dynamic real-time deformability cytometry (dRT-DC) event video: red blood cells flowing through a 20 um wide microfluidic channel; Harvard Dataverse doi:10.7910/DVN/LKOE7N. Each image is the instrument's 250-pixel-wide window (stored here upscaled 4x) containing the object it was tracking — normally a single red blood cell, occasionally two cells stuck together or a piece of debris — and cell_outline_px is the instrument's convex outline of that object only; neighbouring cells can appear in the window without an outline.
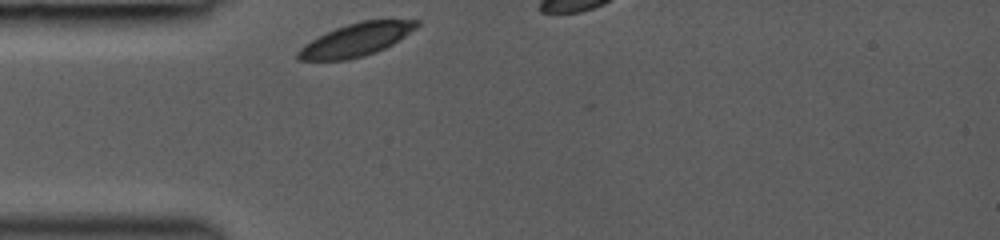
{"species": "common noctule bat (a hibernating species)", "species_latin": "Nyctalus noctula", "temperature_condition": "room temperature", "stored_images_in_passage": 8, "camera_frame_rate_fps": 3000, "um_per_image_px": 0.085, "animal": {"sex": "female", "body_mass_g": 19.0, "forearm_length_mm": 53.3}, "frame": {"image": 1, "passage_image": 1, "time_ms": 0.0, "image_size_px": [1000, 240], "cell_outline_px": [[420, 24], [416, 28], [392, 44], [376, 52], [364, 56], [348, 60], [300, 60], [296, 56], [296, 52], [304, 44], [336, 28], [348, 24], [364, 20], [420, 20]], "centroid_in_image_um": [30.27, 3.39], "position_along_channel_um": 54.7, "area_um2": 22.43}}
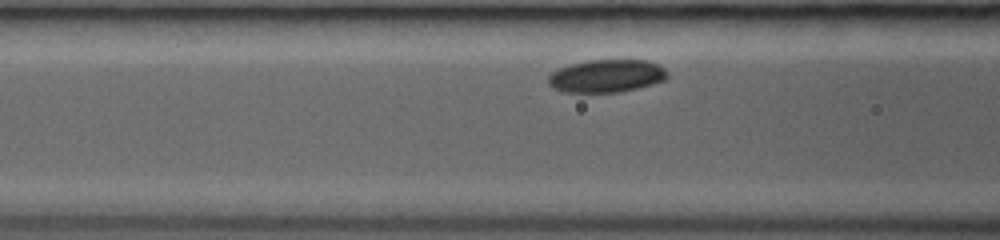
{"frame": {"image": 2, "passage_image": 6, "time_ms": 1.667, "image_size_px": [1000, 240], "cell_outline_px": [[668, 76], [664, 80], [652, 84], [620, 92], [564, 92], [552, 88], [548, 84], [548, 76], [552, 72], [560, 68], [572, 64], [588, 60], [648, 60], [660, 64], [668, 72]], "centroid_in_image_um": [51.57, 6.45], "position_along_channel_um": 115.0, "area_um2": 22.83}}